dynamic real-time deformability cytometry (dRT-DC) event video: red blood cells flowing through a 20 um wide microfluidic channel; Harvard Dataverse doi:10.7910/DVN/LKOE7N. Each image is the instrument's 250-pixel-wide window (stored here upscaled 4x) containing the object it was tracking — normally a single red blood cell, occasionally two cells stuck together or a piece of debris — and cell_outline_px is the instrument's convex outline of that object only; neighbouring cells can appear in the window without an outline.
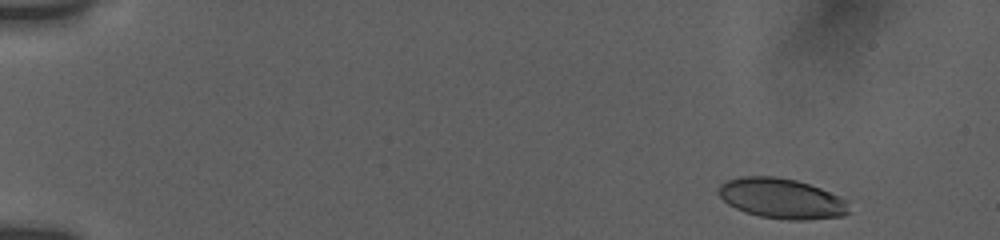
{"species": "human", "species_latin": "Homo sapiens", "temperature_condition": "room temperature", "stored_images_in_passage": 8, "camera_frame_rate_fps": 3000, "um_per_image_px": 0.085, "donor": {"sex": "female"}, "frame": {"image": 1, "passage_image": 2, "time_ms": 0.667, "image_size_px": [1000, 240], "cell_outline_px": [[848, 212], [844, 216], [808, 220], [788, 220], [760, 216], [744, 212], [728, 204], [716, 192], [720, 184], [728, 180], [740, 176], [776, 176], [796, 180], [820, 188], [840, 196], [848, 200]], "centroid_in_image_um": [66.44, 16.87], "position_along_channel_um": 18.6, "area_um2": 30.75}}
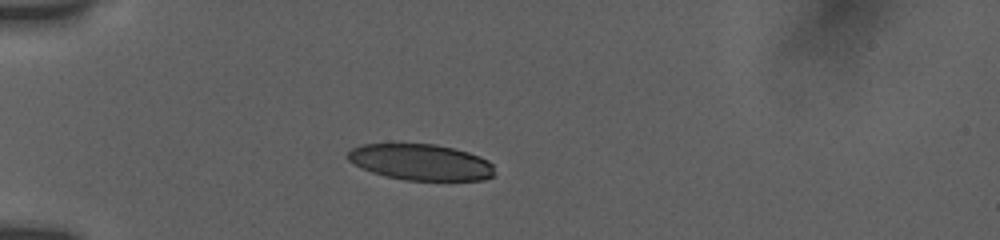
{"frame": {"image": 2, "passage_image": 6, "time_ms": 4.333, "image_size_px": [1000, 240], "cell_outline_px": [[496, 176], [484, 180], [404, 180], [384, 176], [372, 172], [348, 160], [348, 152], [352, 148], [360, 144], [436, 144], [468, 152], [480, 156], [488, 160], [492, 164]], "centroid_in_image_um": [35.81, 13.79], "position_along_channel_um": 49.2, "area_um2": 30.92}}
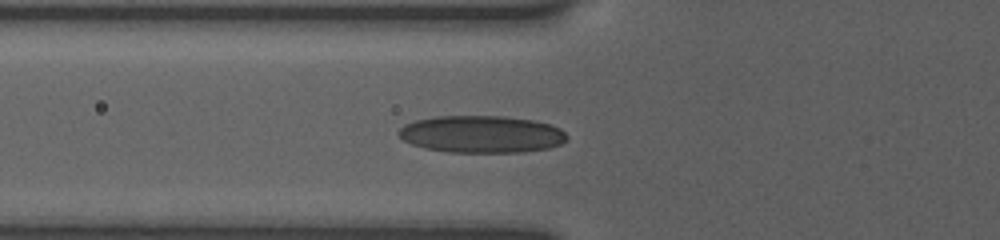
{"frame": {"image": 3, "passage_image": 8, "time_ms": 6.0, "image_size_px": [1000, 240], "cell_outline_px": [[568, 140], [560, 144], [548, 148], [524, 152], [448, 152], [424, 148], [412, 144], [404, 140], [396, 132], [404, 124], [416, 120], [436, 116], [504, 116], [532, 120], [548, 124], [560, 128], [568, 136]], "centroid_in_image_um": [40.92, 11.41], "position_along_channel_um": 84.9, "area_um2": 36.53}}